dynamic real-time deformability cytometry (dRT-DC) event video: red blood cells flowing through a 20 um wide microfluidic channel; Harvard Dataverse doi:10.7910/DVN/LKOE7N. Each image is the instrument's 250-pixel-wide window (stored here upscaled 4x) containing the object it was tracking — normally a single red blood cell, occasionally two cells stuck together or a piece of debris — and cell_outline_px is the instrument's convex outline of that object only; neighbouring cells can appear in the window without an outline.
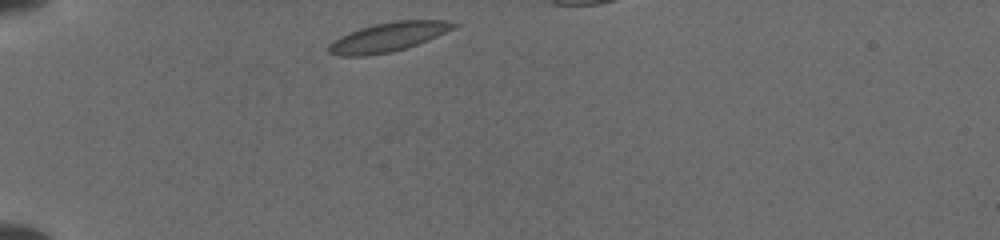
{"species": "common noctule bat (a hibernating species)", "species_latin": "Nyctalus noctula", "temperature_condition": "cold", "stored_images_in_passage": 17, "camera_frame_rate_fps": 3000, "um_per_image_px": 0.085, "animal": {"sex": "female", "body_mass_g": 19.5, "forearm_length_mm": 54.1}, "frame": {"image": 1, "passage_image": 1, "time_ms": 0.0, "image_size_px": [1000, 240], "cell_outline_px": [[460, 24], [428, 40], [392, 52], [368, 56], [340, 56], [328, 52], [328, 44], [340, 36], [360, 28], [376, 24], [396, 20], [448, 20]], "centroid_in_image_um": [32.97, 3.15], "position_along_channel_um": 52.0, "area_um2": 21.04}}
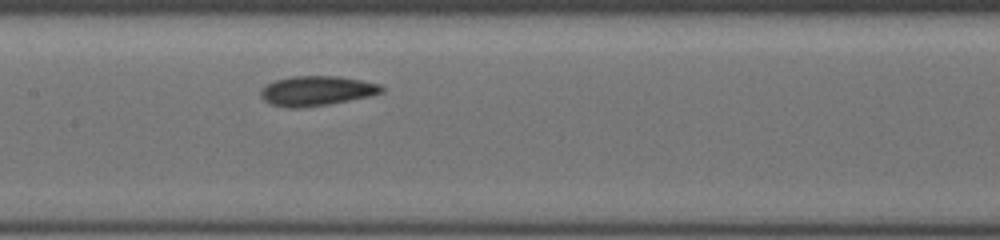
{"frame": {"image": 2, "passage_image": 11, "time_ms": 4.0, "image_size_px": [1000, 240], "cell_outline_px": [[384, 92], [368, 96], [328, 104], [300, 108], [288, 108], [268, 104], [260, 96], [260, 88], [276, 80], [292, 76], [340, 76], [380, 84], [384, 88]], "centroid_in_image_um": [26.88, 7.72], "position_along_channel_um": 180.5, "area_um2": 20.98}}
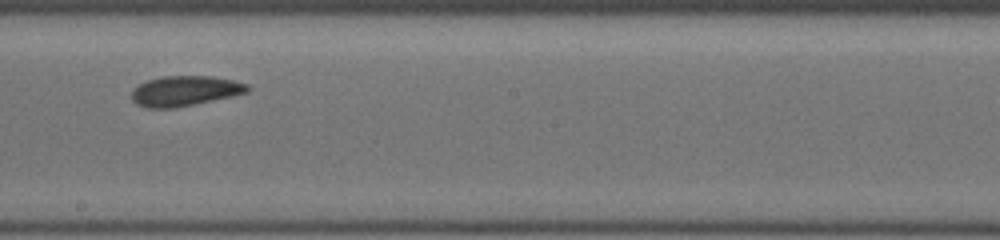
{"frame": {"image": 3, "passage_image": 15, "time_ms": 5.333, "image_size_px": [1000, 240], "cell_outline_px": [[252, 88], [248, 92], [232, 96], [172, 108], [148, 108], [136, 104], [132, 100], [132, 88], [148, 80], [164, 76], [212, 76], [232, 80], [248, 84]], "centroid_in_image_um": [15.72, 7.72], "position_along_channel_um": 232.5, "area_um2": 20.23}}